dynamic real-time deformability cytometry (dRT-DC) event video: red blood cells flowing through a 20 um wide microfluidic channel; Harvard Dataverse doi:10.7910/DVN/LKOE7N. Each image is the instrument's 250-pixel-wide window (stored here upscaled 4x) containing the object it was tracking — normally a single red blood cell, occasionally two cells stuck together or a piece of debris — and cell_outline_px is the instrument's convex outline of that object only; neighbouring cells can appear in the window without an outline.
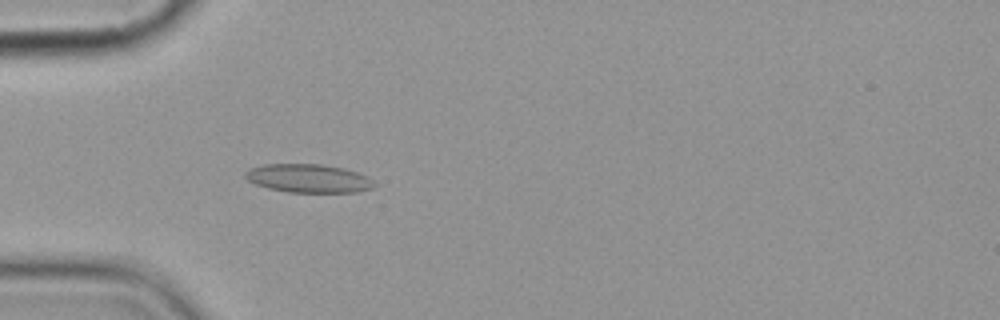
{"species": "common noctule bat (a hibernating species)", "species_latin": "Nyctalus noctula", "temperature_condition": "cold", "stored_images_in_passage": 5, "camera_frame_rate_fps": 3000, "um_per_image_px": 0.085, "animal": {"sex": "female", "body_mass_g": 19.9}, "frame": {"image": 1, "passage_image": 5, "time_ms": 4.667, "image_size_px": [1000, 320], "cell_outline_px": [[376, 184], [372, 188], [356, 192], [288, 192], [268, 188], [256, 184], [248, 180], [244, 176], [244, 172], [248, 168], [264, 164], [320, 164], [344, 168], [368, 176]], "centroid_in_image_um": [26.2, 15.15], "position_along_channel_um": 58.8, "area_um2": 21.44}}